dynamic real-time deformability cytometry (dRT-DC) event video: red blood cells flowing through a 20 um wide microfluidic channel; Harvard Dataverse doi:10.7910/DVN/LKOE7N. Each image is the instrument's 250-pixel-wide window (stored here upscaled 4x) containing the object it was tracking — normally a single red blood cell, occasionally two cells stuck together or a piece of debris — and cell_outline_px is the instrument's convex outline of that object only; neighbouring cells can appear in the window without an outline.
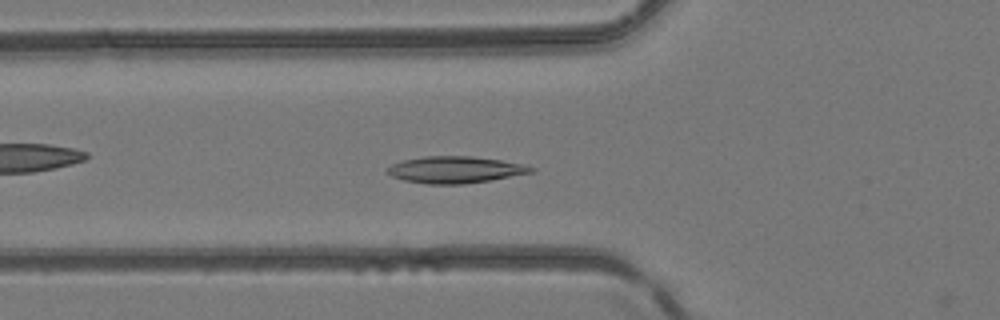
{"species": "common noctule bat (a hibernating species)", "species_latin": "Nyctalus noctula", "temperature_condition": "room temperature", "stored_images_in_passage": 16, "camera_frame_rate_fps": 3000, "um_per_image_px": 0.085, "animal": {"sex": "female", "body_mass_g": 24.6, "forearm_length_mm": 56.2}, "frame": {"image": 1, "passage_image": 15, "time_ms": 4.667, "image_size_px": [1000, 320], "cell_outline_px": [[536, 172], [464, 184], [428, 184], [404, 180], [392, 176], [384, 172], [392, 164], [404, 160], [424, 156], [468, 156], [500, 160], [524, 164], [536, 168]], "centroid_in_image_um": [38.7, 14.42], "position_along_channel_um": 87.1, "area_um2": 22.31}}